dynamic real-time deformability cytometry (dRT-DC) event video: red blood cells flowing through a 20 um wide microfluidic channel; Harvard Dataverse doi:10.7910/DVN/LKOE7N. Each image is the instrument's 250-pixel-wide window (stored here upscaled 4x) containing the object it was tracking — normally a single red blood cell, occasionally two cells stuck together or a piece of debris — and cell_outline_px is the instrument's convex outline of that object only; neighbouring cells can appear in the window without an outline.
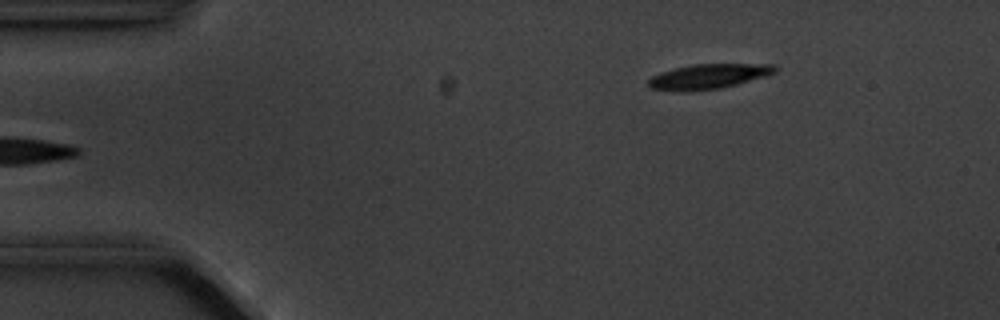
{"species": "common noctule bat (a hibernating species)", "species_latin": "Nyctalus noctula", "temperature_condition": "cold", "stored_images_in_passage": 4, "camera_frame_rate_fps": 3000, "um_per_image_px": 0.085, "animal": {"sex": "male", "body_mass_g": 20.1, "forearm_length_mm": 53.5}, "frame": {"image": 1, "passage_image": 4, "time_ms": 4.333, "image_size_px": [1000, 320], "cell_outline_px": [[776, 72], [764, 76], [736, 84], [720, 88], [692, 92], [680, 92], [648, 88], [648, 80], [652, 76], [660, 72], [676, 68], [696, 64], [776, 64]], "centroid_in_image_um": [60.17, 6.51], "position_along_channel_um": 24.8, "area_um2": 18.38}}